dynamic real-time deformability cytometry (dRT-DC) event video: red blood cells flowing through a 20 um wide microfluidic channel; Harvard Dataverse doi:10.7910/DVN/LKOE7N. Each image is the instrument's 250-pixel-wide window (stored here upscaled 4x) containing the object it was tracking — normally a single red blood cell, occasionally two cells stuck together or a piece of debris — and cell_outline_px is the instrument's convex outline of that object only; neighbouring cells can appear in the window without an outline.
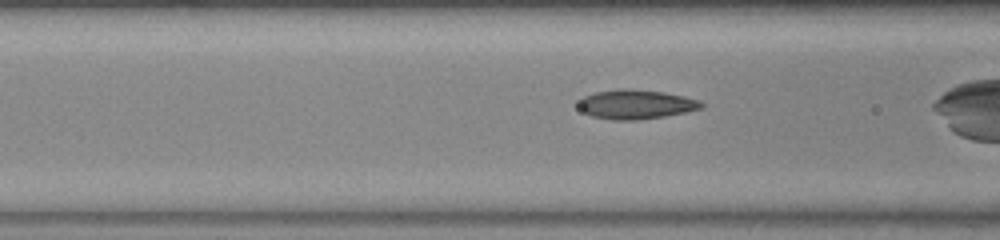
{"species": "common noctule bat (a hibernating species)", "species_latin": "Nyctalus noctula", "temperature_condition": "warm", "stored_images_in_passage": 34, "camera_frame_rate_fps": 3000, "um_per_image_px": 0.085, "animal": {"sex": "female", "body_mass_g": 23.0, "forearm_length_mm": 53.4}, "frame": {"image": 1, "passage_image": 14, "time_ms": 4.333, "image_size_px": [1000, 240], "cell_outline_px": [[704, 108], [664, 116], [636, 120], [612, 120], [592, 116], [584, 112], [576, 104], [584, 96], [596, 92], [620, 88], [628, 88], [664, 92], [684, 96], [700, 100], [704, 104]], "centroid_in_image_um": [54.06, 8.86], "position_along_channel_um": 112.5, "area_um2": 21.04}}
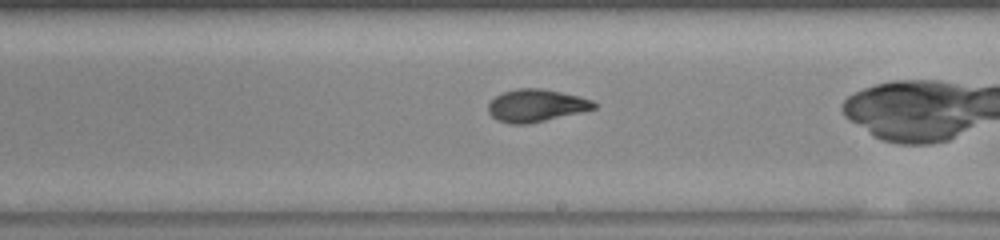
{"frame": {"image": 2, "passage_image": 24, "time_ms": 7.667, "image_size_px": [1000, 240], "cell_outline_px": [[596, 108], [580, 112], [528, 124], [512, 124], [496, 120], [488, 112], [488, 104], [496, 96], [504, 92], [516, 88], [540, 88], [560, 92], [592, 100], [596, 104]], "centroid_in_image_um": [45.53, 8.97], "position_along_channel_um": 243.5, "area_um2": 19.77}}
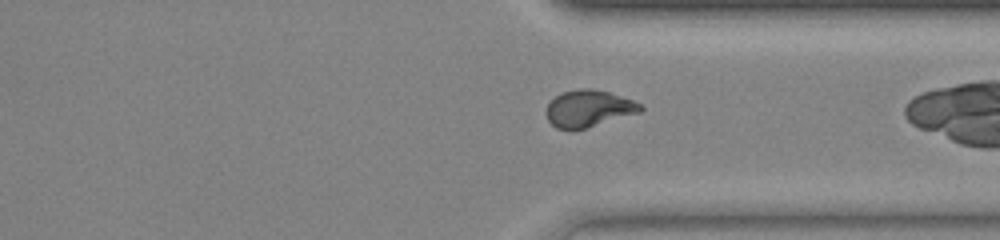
{"frame": {"image": 3, "passage_image": 33, "time_ms": 10.667, "image_size_px": [1000, 240], "cell_outline_px": [[644, 108], [640, 112], [572, 132], [556, 128], [548, 120], [548, 104], [556, 96], [564, 92], [580, 88], [592, 88], [608, 92], [644, 104]], "centroid_in_image_um": [50.05, 9.24], "position_along_channel_um": 361.3, "area_um2": 20.17}}